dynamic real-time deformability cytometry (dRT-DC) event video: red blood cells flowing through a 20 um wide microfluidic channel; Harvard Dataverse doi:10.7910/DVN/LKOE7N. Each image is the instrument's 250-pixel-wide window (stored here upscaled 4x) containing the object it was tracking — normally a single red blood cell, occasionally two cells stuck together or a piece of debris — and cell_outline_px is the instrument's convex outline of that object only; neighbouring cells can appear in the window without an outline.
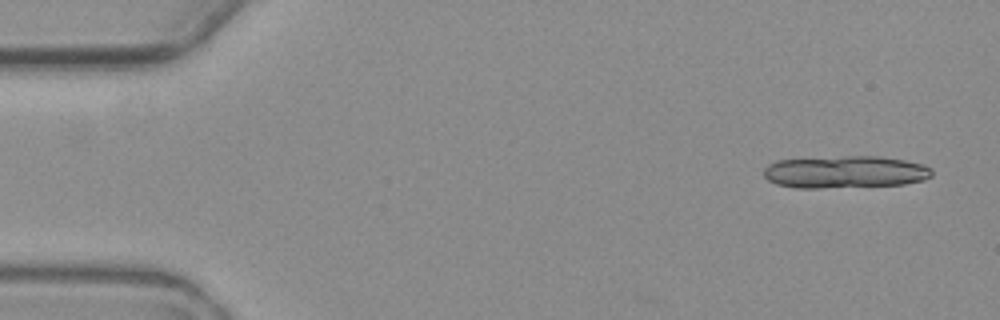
{"species": "common noctule bat (a hibernating species)", "species_latin": "Nyctalus noctula", "temperature_condition": "warm", "stored_images_in_passage": 5, "camera_frame_rate_fps": 3000, "um_per_image_px": 0.085, "animal": {"sex": "female", "body_mass_g": 19.3, "forearm_length_mm": 54.1}, "frame": {"image": 1, "passage_image": 1, "time_ms": 0.0, "image_size_px": [1000, 320], "cell_outline_px": [[932, 176], [924, 180], [904, 184], [820, 188], [796, 188], [776, 184], [768, 180], [764, 176], [764, 168], [768, 164], [780, 160], [848, 156], [876, 156], [904, 160], [924, 164], [932, 168]], "centroid_in_image_um": [71.85, 14.62], "position_along_channel_um": 13.2, "area_um2": 31.62}}
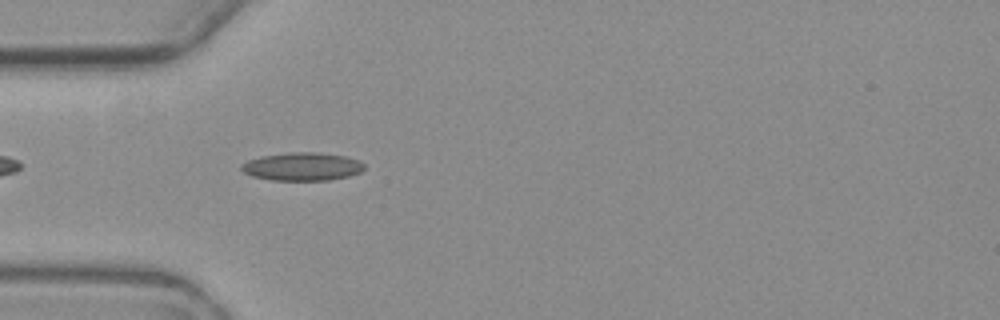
{"frame": {"image": 2, "passage_image": 5, "time_ms": 5.0, "image_size_px": [1000, 320], "cell_outline_px": [[364, 168], [360, 172], [348, 176], [328, 180], [272, 180], [252, 176], [244, 172], [240, 168], [240, 164], [248, 160], [260, 156], [292, 152], [316, 152], [344, 156], [360, 160], [364, 164]], "centroid_in_image_um": [25.67, 14.15], "position_along_channel_um": 59.3, "area_um2": 20.11}}